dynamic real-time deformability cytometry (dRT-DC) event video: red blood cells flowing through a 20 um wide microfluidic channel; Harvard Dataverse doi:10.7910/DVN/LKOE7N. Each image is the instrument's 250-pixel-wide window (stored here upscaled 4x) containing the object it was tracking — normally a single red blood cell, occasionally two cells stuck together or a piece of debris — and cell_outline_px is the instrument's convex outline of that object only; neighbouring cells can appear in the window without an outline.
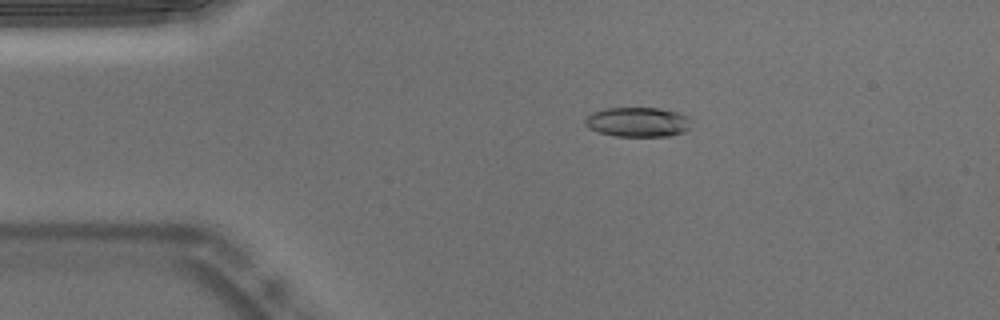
{"species": "Egyptian fruit bat (a non-hibernating species)", "species_latin": "Rousettus aegyptiacus", "temperature_condition": "warm", "stored_images_in_passage": 53, "camera_frame_rate_fps": 3000, "um_per_image_px": 0.085, "animal": {"sex": "male"}, "frame": {"image": 1, "passage_image": 10, "time_ms": 3.0, "image_size_px": [1000, 320], "cell_outline_px": [[688, 128], [684, 132], [668, 136], [616, 136], [600, 132], [588, 128], [584, 124], [584, 120], [592, 112], [604, 108], [660, 108], [676, 112], [688, 116]], "centroid_in_image_um": [54.16, 10.37], "position_along_channel_um": 30.8, "area_um2": 18.21}}
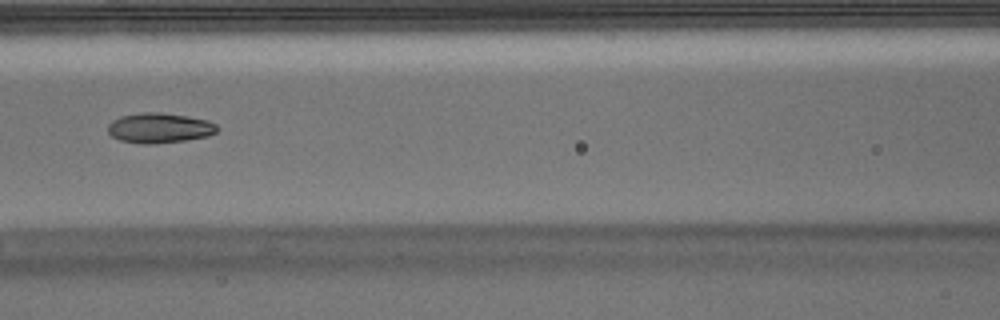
{"frame": {"image": 2, "passage_image": 23, "time_ms": 7.333, "image_size_px": [1000, 320], "cell_outline_px": [[220, 128], [216, 132], [208, 136], [184, 140], [152, 144], [140, 144], [120, 140], [112, 136], [108, 132], [108, 124], [112, 120], [120, 116], [144, 112], [160, 112], [208, 120], [216, 124]], "centroid_in_image_um": [13.54, 10.88], "position_along_channel_um": 153.1, "area_um2": 19.13}}
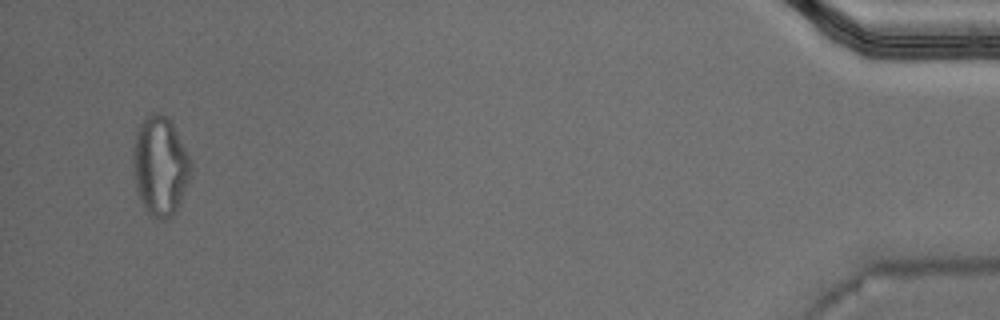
{"frame": {"image": 3, "passage_image": 51, "time_ms": 16.667, "image_size_px": [1000, 320], "cell_outline_px": [[192, 172], [180, 204], [172, 216], [164, 220], [156, 220], [148, 212], [140, 200], [136, 192], [132, 172], [132, 148], [136, 132], [144, 116], [152, 112], [160, 112], [168, 116], [192, 160]], "centroid_in_image_um": [13.6, 14.1], "position_along_channel_um": 421.6, "area_um2": 34.28}, "authors_computed_cell_mechanics": {"area_um2": 19.1896, "velocity_mm_per_s": 3.7735, "shape_relaxation_time_tau1_ms": null, "shape_relaxation_time_tau2_ms": 2.4222, "deformation_change_tau1": null, "deformation_change_tau2": 0.0823}}